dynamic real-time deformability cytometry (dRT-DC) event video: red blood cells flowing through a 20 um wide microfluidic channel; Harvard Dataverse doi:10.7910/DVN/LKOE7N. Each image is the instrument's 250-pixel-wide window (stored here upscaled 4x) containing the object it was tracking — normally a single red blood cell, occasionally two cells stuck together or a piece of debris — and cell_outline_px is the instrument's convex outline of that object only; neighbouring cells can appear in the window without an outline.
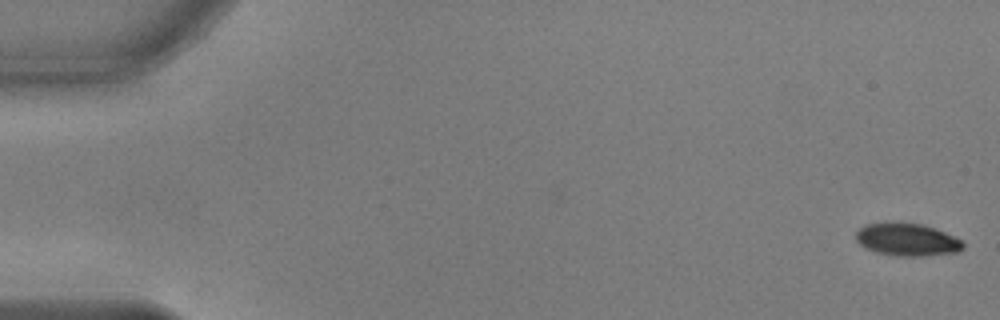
{"species": "common noctule bat (a hibernating species)", "species_latin": "Nyctalus noctula", "temperature_condition": "warm", "stored_images_in_passage": 53, "camera_frame_rate_fps": 3000, "um_per_image_px": 0.085, "animal": {"sex": "male", "body_mass_g": 17.9, "forearm_length_mm": 54.2}, "frame": {"image": 1, "passage_image": 1, "time_ms": 0.0, "image_size_px": [1000, 320], "cell_outline_px": [[964, 248], [956, 252], [924, 256], [896, 256], [876, 252], [864, 248], [856, 240], [856, 232], [864, 224], [924, 224], [944, 232], [960, 240], [964, 244]], "centroid_in_image_um": [77.09, 20.4], "position_along_channel_um": 7.9, "area_um2": 19.94}}
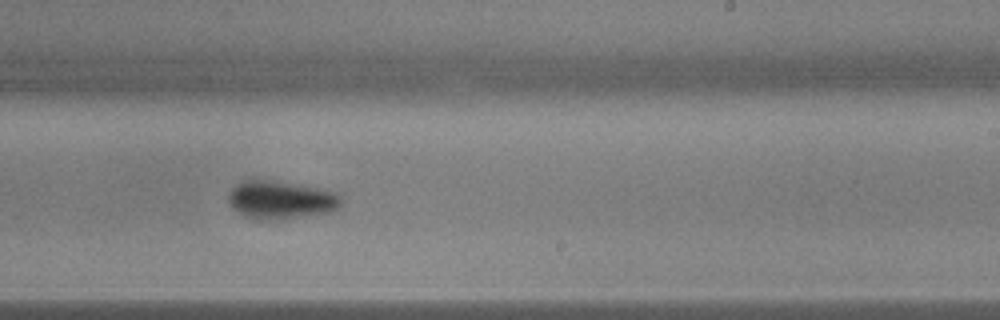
{"frame": {"image": 2, "passage_image": 33, "time_ms": 10.667, "image_size_px": [1000, 320], "cell_outline_px": [[340, 204], [336, 208], [328, 212], [280, 220], [256, 220], [244, 216], [232, 208], [228, 200], [228, 196], [232, 188], [236, 184], [244, 180], [276, 180], [320, 188], [336, 192], [340, 196]], "centroid_in_image_um": [23.83, 16.99], "position_along_channel_um": 265.2, "area_um2": 25.2}}
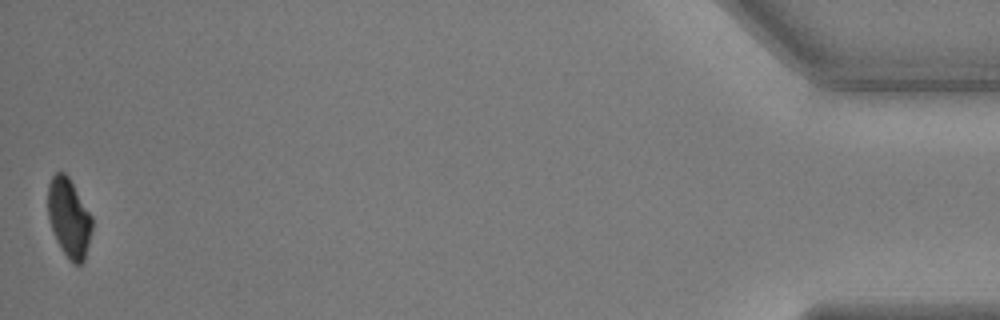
{"frame": {"image": 3, "passage_image": 53, "time_ms": 17.333, "image_size_px": [1000, 320], "cell_outline_px": [[92, 232], [84, 260], [80, 264], [72, 264], [68, 260], [60, 248], [56, 240], [48, 216], [48, 184], [52, 176], [56, 172], [64, 172], [68, 176], [92, 216]], "centroid_in_image_um": [5.86, 18.54], "position_along_channel_um": 429.3, "area_um2": 20.35}, "authors_computed_cell_mechanics": {"area_um2": 22.7154, "velocity_mm_per_s": 3.8006, "shape_relaxation_time_tau1_ms": 2.7347, "shape_relaxation_time_tau2_ms": null, "deformation_change_tau1": 0.1317, "deformation_change_tau2": null}}